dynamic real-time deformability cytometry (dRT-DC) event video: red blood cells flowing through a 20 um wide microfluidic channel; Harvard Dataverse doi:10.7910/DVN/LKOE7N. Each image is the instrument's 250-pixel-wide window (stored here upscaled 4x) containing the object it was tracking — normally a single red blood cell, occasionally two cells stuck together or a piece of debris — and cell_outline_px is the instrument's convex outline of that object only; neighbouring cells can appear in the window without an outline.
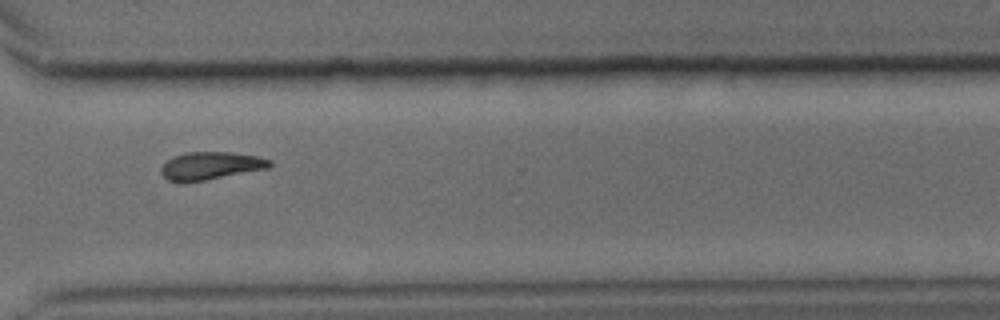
{"species": "common noctule bat (a hibernating species)", "species_latin": "Nyctalus noctula", "temperature_condition": "cold", "stored_images_in_passage": 32, "camera_frame_rate_fps": 3000, "um_per_image_px": 0.085, "animal": {"sex": "male", "body_mass_g": 15.6}, "frame": {"image": 1, "passage_image": 23, "time_ms": 7.333, "image_size_px": [1000, 320], "cell_outline_px": [[272, 164], [268, 168], [204, 180], [180, 184], [168, 180], [160, 172], [160, 168], [172, 156], [184, 152], [228, 152], [256, 156], [272, 160]], "centroid_in_image_um": [17.85, 14.1], "position_along_channel_um": 352.8, "area_um2": 17.63}}